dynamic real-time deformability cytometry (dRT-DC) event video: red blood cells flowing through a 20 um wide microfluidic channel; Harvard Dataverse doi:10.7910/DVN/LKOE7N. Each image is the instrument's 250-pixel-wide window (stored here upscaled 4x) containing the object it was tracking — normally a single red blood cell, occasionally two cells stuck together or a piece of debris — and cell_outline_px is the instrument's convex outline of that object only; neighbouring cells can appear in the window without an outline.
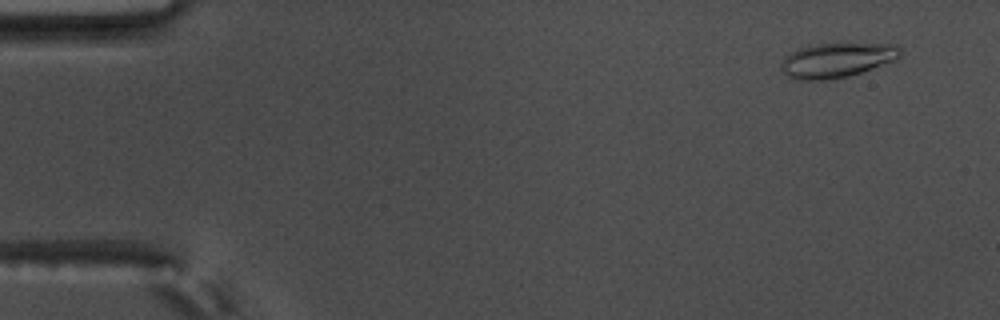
{"species": "common noctule bat (a hibernating species)", "species_latin": "Nyctalus noctula", "temperature_condition": "warm", "stored_images_in_passage": 56, "camera_frame_rate_fps": 3000, "um_per_image_px": 0.085, "animal": {"sex": "male", "body_mass_g": 17.5, "forearm_length_mm": 52.3}, "frame": {"image": 1, "passage_image": 4, "time_ms": 1.0, "image_size_px": [1000, 320], "cell_outline_px": [[900, 56], [896, 60], [848, 76], [824, 80], [796, 80], [788, 76], [780, 68], [780, 64], [784, 56], [796, 48], [816, 44], [896, 44], [900, 48]], "centroid_in_image_um": [71.08, 5.11], "position_along_channel_um": 13.9, "area_um2": 23.99}}
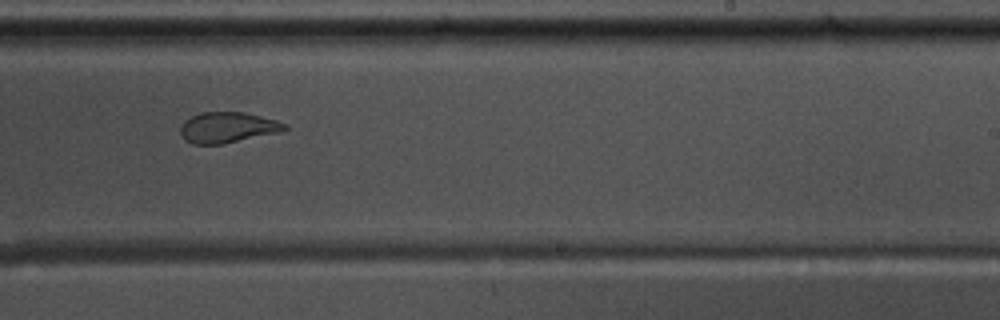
{"frame": {"image": 2, "passage_image": 35, "time_ms": 11.333, "image_size_px": [1000, 320], "cell_outline_px": [[288, 128], [280, 132], [220, 144], [192, 144], [184, 140], [180, 132], [180, 128], [184, 120], [200, 112], [244, 112], [276, 120], [288, 124]], "centroid_in_image_um": [19.33, 10.83], "position_along_channel_um": 269.7, "area_um2": 18.61}}
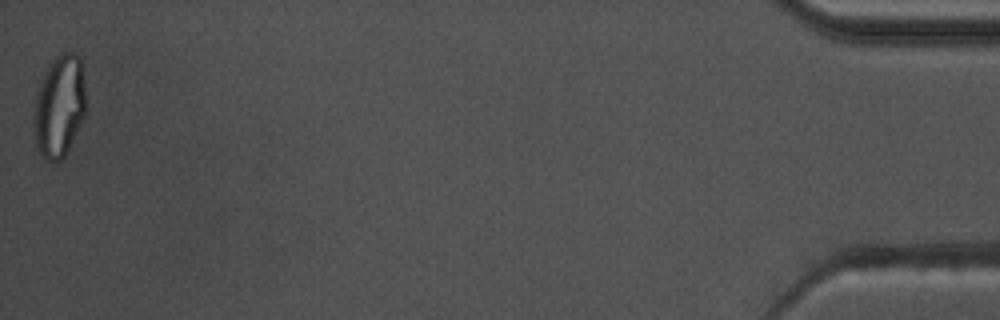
{"frame": {"image": 3, "passage_image": 56, "time_ms": 18.333, "image_size_px": [1000, 320], "cell_outline_px": [[84, 116], [80, 128], [64, 156], [60, 160], [48, 160], [36, 148], [32, 120], [36, 92], [44, 72], [52, 56], [60, 52], [76, 52], [80, 56], [84, 88]], "centroid_in_image_um": [5.01, 8.97], "position_along_channel_um": 430.2, "area_um2": 31.33}, "authors_computed_cell_mechanics": {"area_um2": 21.5883, "velocity_mm_per_s": 3.6615, "shape_relaxation_time_tau1_ms": null, "shape_relaxation_time_tau2_ms": 1.4049, "deformation_change_tau1": null, "deformation_change_tau2": 0.0883}}